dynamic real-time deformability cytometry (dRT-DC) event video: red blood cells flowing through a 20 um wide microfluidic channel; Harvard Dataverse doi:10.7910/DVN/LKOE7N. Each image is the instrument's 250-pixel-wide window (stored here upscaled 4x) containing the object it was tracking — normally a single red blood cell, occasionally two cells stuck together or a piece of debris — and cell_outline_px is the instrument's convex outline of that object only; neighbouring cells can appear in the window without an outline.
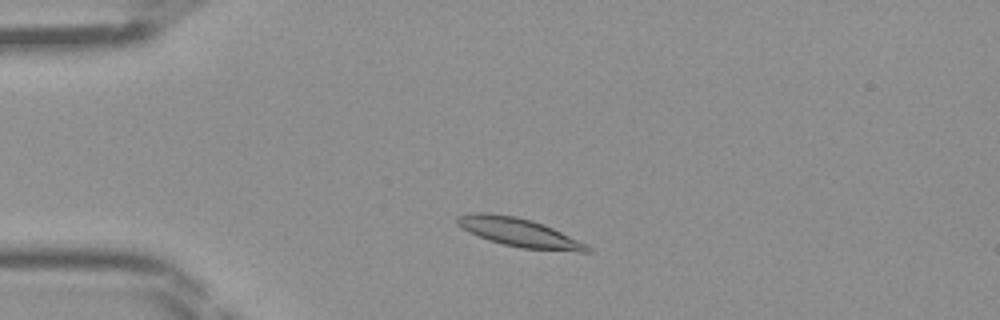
{"species": "Egyptian fruit bat (a non-hibernating species)", "species_latin": "Rousettus aegyptiacus", "temperature_condition": "room temperature", "stored_images_in_passage": 31, "camera_frame_rate_fps": 3000, "um_per_image_px": 0.085, "frame": {"image": 1, "passage_image": 3, "time_ms": 0.667, "image_size_px": [1000, 320], "cell_outline_px": [[592, 252], [580, 252], [524, 248], [504, 244], [488, 240], [456, 224], [456, 216], [472, 212], [488, 212], [516, 216], [532, 220], [544, 224], [592, 248]], "centroid_in_image_um": [44.09, 19.74], "position_along_channel_um": 40.9, "area_um2": 21.33}}
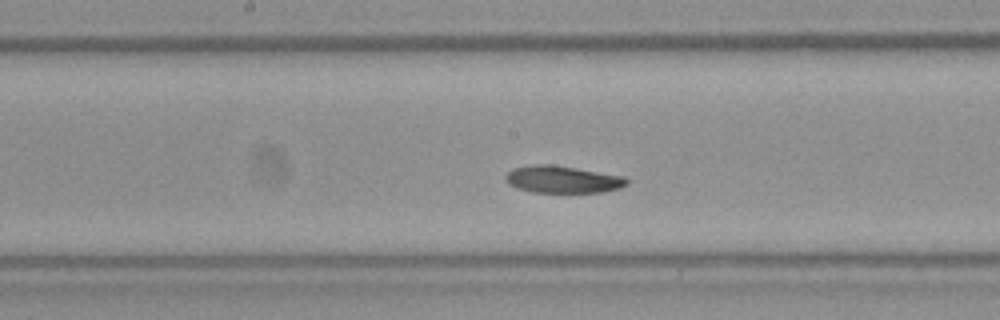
{"frame": {"image": 2, "passage_image": 16, "time_ms": 5.0, "image_size_px": [1000, 320], "cell_outline_px": [[628, 184], [620, 188], [600, 192], [532, 192], [516, 188], [508, 184], [504, 180], [504, 176], [512, 168], [532, 164], [552, 164], [624, 176], [628, 180]], "centroid_in_image_um": [47.77, 15.24], "position_along_channel_um": 200.4, "area_um2": 19.31}}
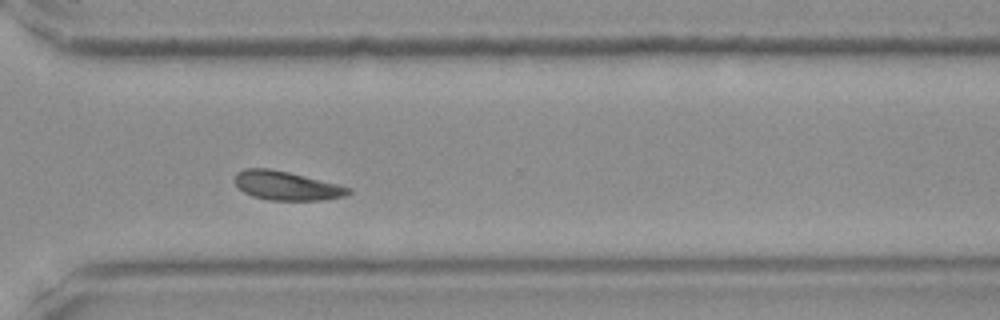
{"frame": {"image": 3, "passage_image": 26, "time_ms": 8.333, "image_size_px": [1000, 320], "cell_outline_px": [[352, 192], [344, 196], [324, 200], [268, 200], [252, 196], [244, 192], [232, 180], [236, 172], [244, 168], [268, 168], [288, 172], [340, 184], [352, 188]], "centroid_in_image_um": [24.35, 15.78], "position_along_channel_um": 346.2, "area_um2": 19.36}}